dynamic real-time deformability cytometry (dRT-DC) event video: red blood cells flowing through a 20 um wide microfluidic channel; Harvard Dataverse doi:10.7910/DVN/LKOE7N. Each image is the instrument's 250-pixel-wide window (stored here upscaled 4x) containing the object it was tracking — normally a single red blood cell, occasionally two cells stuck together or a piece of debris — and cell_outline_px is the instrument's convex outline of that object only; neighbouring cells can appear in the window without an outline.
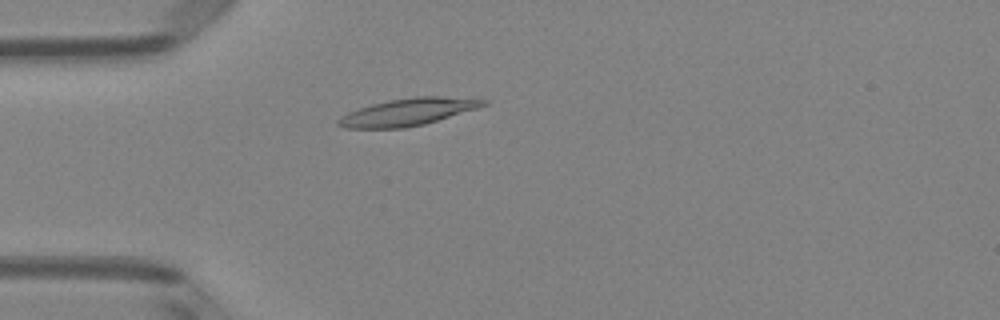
{"species": "Egyptian fruit bat (a non-hibernating species)", "species_latin": "Rousettus aegyptiacus", "temperature_condition": "room temperature", "stored_images_in_passage": 1, "camera_frame_rate_fps": 3000, "um_per_image_px": 0.085, "animal": {"sex": "female"}, "frame": {"image": 1, "passage_image": 1, "time_ms": 0.0, "image_size_px": [1000, 320], "cell_outline_px": [[488, 104], [476, 108], [424, 124], [404, 128], [344, 128], [336, 124], [336, 120], [340, 116], [348, 112], [372, 104], [388, 100], [416, 96], [440, 96], [488, 100]], "centroid_in_image_um": [34.62, 9.52], "position_along_channel_um": 50.4, "area_um2": 22.77}}